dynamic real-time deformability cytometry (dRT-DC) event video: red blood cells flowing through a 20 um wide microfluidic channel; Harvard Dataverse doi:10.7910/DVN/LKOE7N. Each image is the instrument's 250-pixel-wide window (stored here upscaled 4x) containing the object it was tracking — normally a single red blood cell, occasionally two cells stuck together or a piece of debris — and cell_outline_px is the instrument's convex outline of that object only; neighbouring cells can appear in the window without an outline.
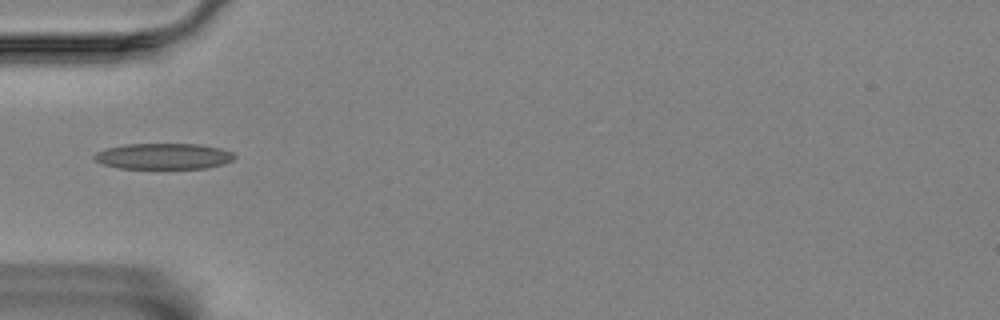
{"species": "Egyptian fruit bat (a non-hibernating species)", "species_latin": "Rousettus aegyptiacus", "temperature_condition": "room temperature", "stored_images_in_passage": 2, "camera_frame_rate_fps": 3000, "um_per_image_px": 0.085, "animal": {"sex": "female"}, "frame": {"image": 1, "passage_image": 1, "time_ms": 0.0, "image_size_px": [1000, 320], "cell_outline_px": [[236, 156], [232, 160], [224, 164], [208, 168], [120, 168], [104, 164], [96, 160], [92, 156], [96, 152], [108, 148], [124, 144], [200, 144], [220, 148], [232, 152]], "centroid_in_image_um": [13.93, 13.27], "position_along_channel_um": 71.1, "area_um2": 21.1}}
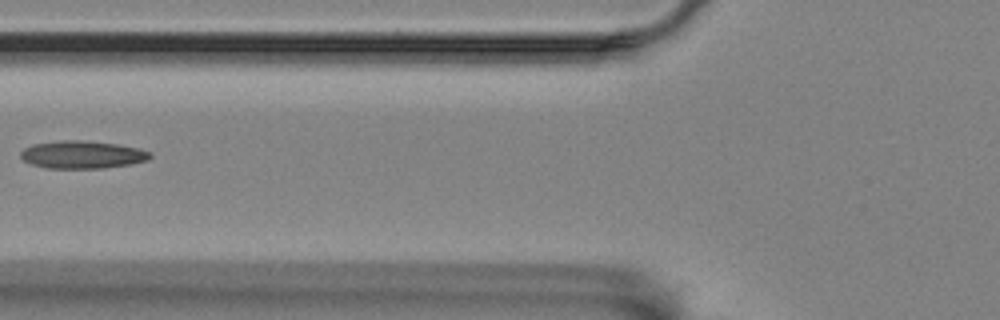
{"frame": {"image": 2, "passage_image": 2, "time_ms": 1.333, "image_size_px": [1000, 320], "cell_outline_px": [[152, 156], [148, 160], [132, 164], [104, 168], [48, 168], [32, 164], [24, 160], [20, 156], [20, 152], [24, 148], [32, 144], [60, 140], [80, 140], [116, 144], [140, 148], [152, 152]], "centroid_in_image_um": [7.02, 13.14], "position_along_channel_um": 118.8, "area_um2": 20.98}}